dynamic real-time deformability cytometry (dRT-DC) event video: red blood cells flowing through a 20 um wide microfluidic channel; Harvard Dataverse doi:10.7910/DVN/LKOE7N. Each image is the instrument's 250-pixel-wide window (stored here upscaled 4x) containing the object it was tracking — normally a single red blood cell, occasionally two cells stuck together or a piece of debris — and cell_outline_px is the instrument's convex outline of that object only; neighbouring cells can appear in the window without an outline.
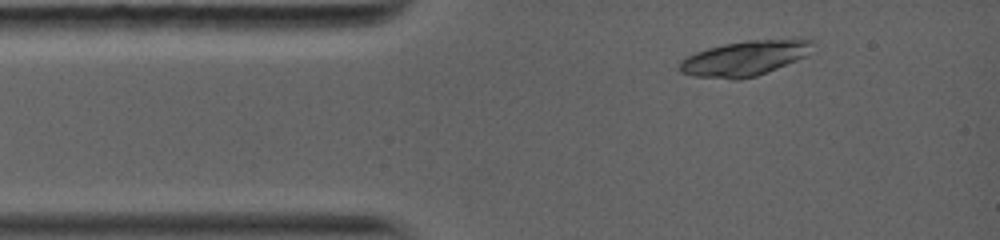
{"species": "common noctule bat (a hibernating species)", "species_latin": "Nyctalus noctula", "temperature_condition": "warm", "stored_images_in_passage": 3, "camera_frame_rate_fps": 5000, "um_per_image_px": 0.085, "animal": {"sex": "female", "body_mass_g": 19.0, "forearm_length_mm": 56.7}, "frame": {"image": 1, "passage_image": 2, "time_ms": 1.2, "image_size_px": [1000, 240], "cell_outline_px": [[816, 40], [804, 56], [796, 60], [756, 76], [736, 80], [732, 80], [692, 76], [680, 72], [680, 60], [696, 52], [708, 48], [724, 44], [748, 40]], "centroid_in_image_um": [63.21, 4.98], "position_along_channel_um": 21.8, "area_um2": 26.65}}